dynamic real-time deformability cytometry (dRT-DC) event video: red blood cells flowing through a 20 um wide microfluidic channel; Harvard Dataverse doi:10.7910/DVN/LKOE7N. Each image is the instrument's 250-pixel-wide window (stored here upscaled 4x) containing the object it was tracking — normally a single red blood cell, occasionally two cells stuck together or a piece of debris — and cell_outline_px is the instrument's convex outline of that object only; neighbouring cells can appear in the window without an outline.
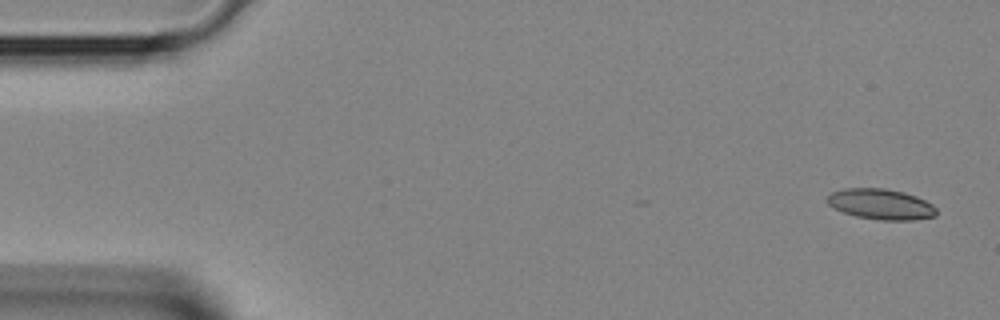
{"species": "Egyptian fruit bat (a non-hibernating species)", "species_latin": "Rousettus aegyptiacus", "temperature_condition": "room temperature", "stored_images_in_passage": 4, "camera_frame_rate_fps": 3000, "um_per_image_px": 0.085, "animal": {"sex": "female"}, "frame": {"image": 1, "passage_image": 1, "time_ms": 0.0, "image_size_px": [1000, 320], "cell_outline_px": [[936, 216], [912, 220], [880, 220], [856, 216], [844, 212], [828, 204], [828, 196], [832, 192], [844, 188], [884, 188], [904, 192], [916, 196], [932, 204], [936, 208]], "centroid_in_image_um": [74.9, 17.35], "position_along_channel_um": 10.1, "area_um2": 19.31}}